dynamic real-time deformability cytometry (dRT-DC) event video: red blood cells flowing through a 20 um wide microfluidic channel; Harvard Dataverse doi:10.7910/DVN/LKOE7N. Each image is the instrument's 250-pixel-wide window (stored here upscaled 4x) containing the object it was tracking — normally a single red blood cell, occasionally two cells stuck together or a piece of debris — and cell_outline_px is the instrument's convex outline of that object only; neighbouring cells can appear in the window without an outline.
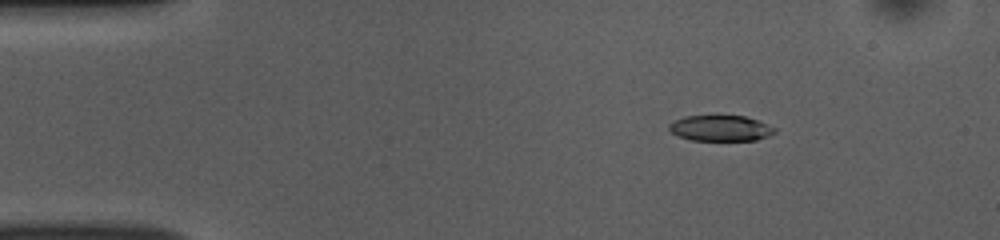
{"species": "common noctule bat (a hibernating species)", "species_latin": "Nyctalus noctula", "temperature_condition": "room temperature", "stored_images_in_passage": 46, "camera_frame_rate_fps": 3000, "um_per_image_px": 0.085, "animal": {"sex": "female", "body_mass_g": 10.0, "forearm_length_mm": 53.1}, "frame": {"image": 1, "passage_image": 1, "time_ms": 0.0, "image_size_px": [1000, 240], "cell_outline_px": [[776, 132], [768, 136], [756, 140], [692, 140], [680, 136], [672, 132], [668, 128], [668, 124], [684, 116], [744, 116], [756, 120], [776, 128]], "centroid_in_image_um": [61.25, 10.9], "position_along_channel_um": 23.8, "area_um2": 15.61}}
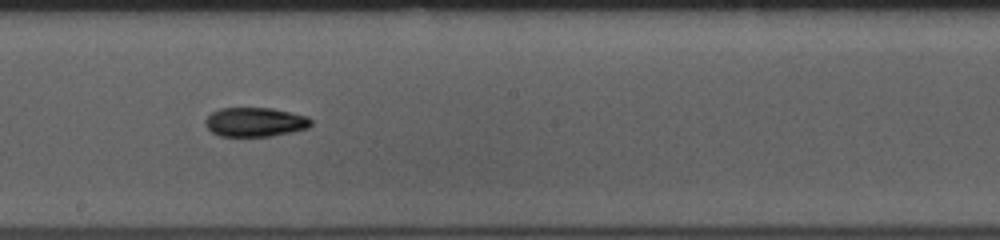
{"frame": {"image": 2, "passage_image": 22, "time_ms": 7.0, "image_size_px": [1000, 240], "cell_outline_px": [[312, 124], [308, 128], [272, 136], [220, 136], [212, 132], [204, 124], [204, 120], [212, 112], [220, 108], [272, 108], [308, 116], [312, 120]], "centroid_in_image_um": [21.68, 10.37], "position_along_channel_um": 226.5, "area_um2": 18.03}}
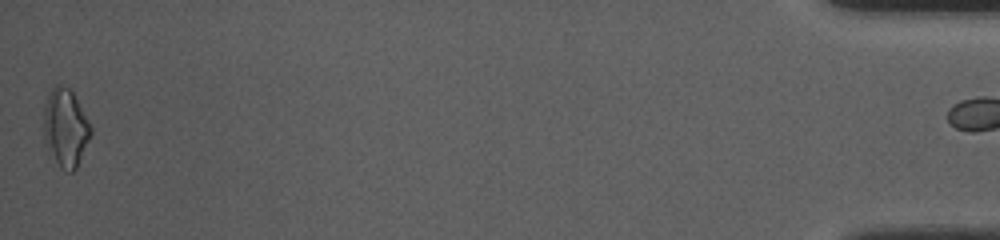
{"frame": {"image": 3, "passage_image": 45, "time_ms": 14.667, "image_size_px": [1000, 240], "cell_outline_px": [[92, 132], [76, 168], [72, 172], [68, 172], [60, 168], [48, 152], [44, 140], [44, 104], [52, 88], [56, 84], [60, 84], [68, 88], [72, 92], [88, 120], [92, 128]], "centroid_in_image_um": [5.55, 10.88], "position_along_channel_um": 429.7, "area_um2": 21.27}}